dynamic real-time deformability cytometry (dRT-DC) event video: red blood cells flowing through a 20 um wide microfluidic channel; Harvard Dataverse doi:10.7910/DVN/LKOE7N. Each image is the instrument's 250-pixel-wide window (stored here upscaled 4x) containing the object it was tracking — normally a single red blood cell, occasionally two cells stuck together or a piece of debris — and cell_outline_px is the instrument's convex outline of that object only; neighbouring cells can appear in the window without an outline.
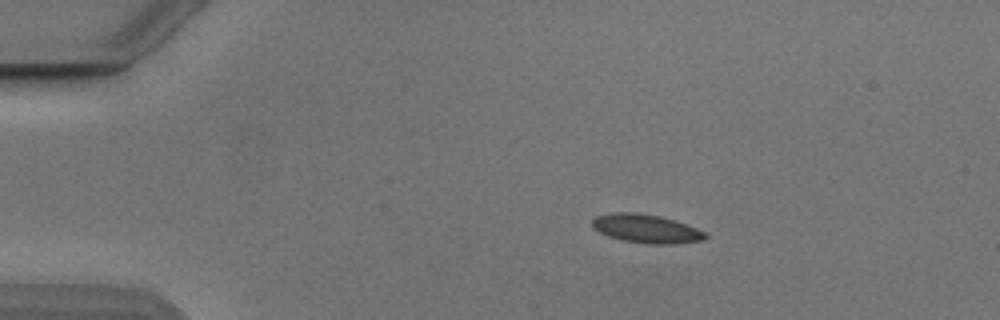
{"species": "Egyptian fruit bat (a non-hibernating species)", "species_latin": "Rousettus aegyptiacus", "temperature_condition": "cold", "stored_images_in_passage": 44, "camera_frame_rate_fps": 3000, "um_per_image_px": 0.085, "animal": {"sex": "male"}, "frame": {"image": 1, "passage_image": 1, "time_ms": 0.0, "image_size_px": [1000, 320], "cell_outline_px": [[708, 236], [704, 240], [676, 244], [648, 244], [624, 240], [608, 236], [592, 228], [592, 220], [596, 216], [612, 212], [636, 212], [660, 216], [696, 228], [704, 232]], "centroid_in_image_um": [54.9, 19.44], "position_along_channel_um": 30.1, "area_um2": 18.79}}
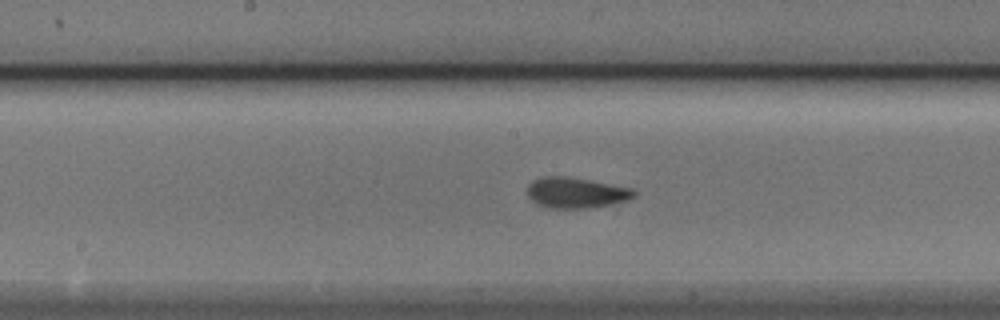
{"frame": {"image": 2, "passage_image": 19, "time_ms": 6.0, "image_size_px": [1000, 320], "cell_outline_px": [[636, 196], [628, 200], [588, 208], [544, 208], [532, 200], [528, 196], [528, 184], [532, 180], [544, 176], [568, 176], [632, 188], [636, 192]], "centroid_in_image_um": [48.94, 16.37], "position_along_channel_um": 199.3, "area_um2": 19.07}}
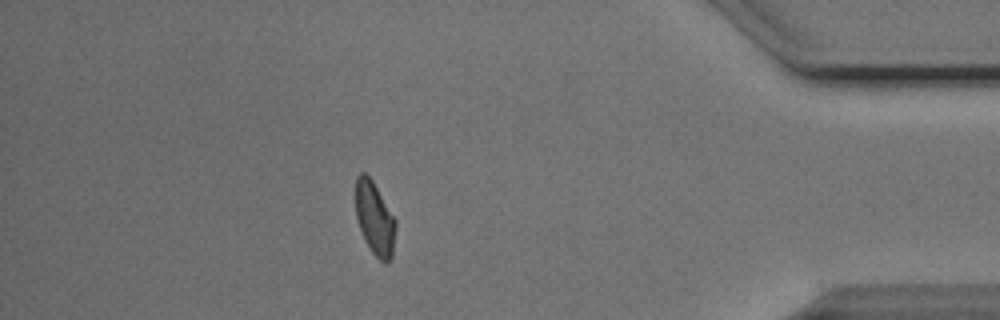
{"frame": {"image": 3, "passage_image": 38, "time_ms": 12.333, "image_size_px": [1000, 320], "cell_outline_px": [[396, 228], [392, 256], [388, 264], [384, 264], [372, 252], [364, 240], [356, 216], [356, 176], [360, 172], [364, 172], [372, 180], [396, 220]], "centroid_in_image_um": [31.86, 18.6], "position_along_channel_um": 403.3, "area_um2": 17.05}, "authors_computed_cell_mechanics": {"area_um2": 18.5249, "velocity_mm_per_s": 3.8649, "shape_relaxation_time_tau1_ms": 6.1576, "shape_relaxation_time_tau2_ms": 1.7385, "deformation_change_tau1": 0.1226, "deformation_change_tau2": 0.0443}}